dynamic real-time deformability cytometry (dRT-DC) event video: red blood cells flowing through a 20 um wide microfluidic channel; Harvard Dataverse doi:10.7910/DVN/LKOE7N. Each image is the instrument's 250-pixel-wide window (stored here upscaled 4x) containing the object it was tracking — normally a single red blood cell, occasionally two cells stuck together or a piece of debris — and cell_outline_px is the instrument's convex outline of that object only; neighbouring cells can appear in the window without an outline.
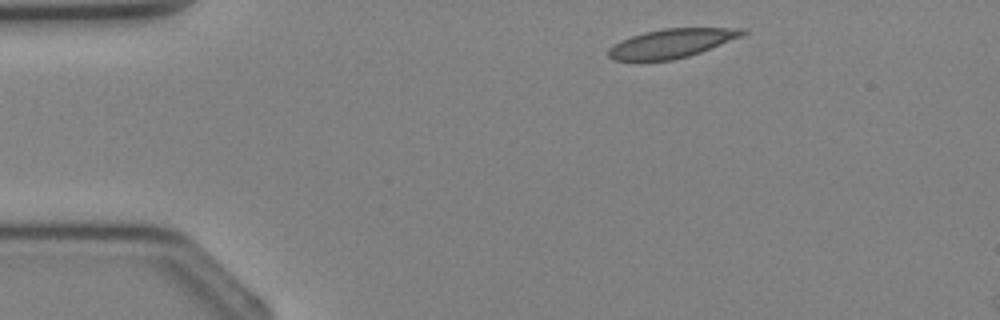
{"species": "Egyptian fruit bat (a non-hibernating species)", "species_latin": "Rousettus aegyptiacus", "temperature_condition": "cold", "stored_images_in_passage": 3, "camera_frame_rate_fps": 3000, "um_per_image_px": 0.085, "animal": {"sex": "female"}, "frame": {"image": 1, "passage_image": 1, "time_ms": 0.0, "image_size_px": [1000, 320], "cell_outline_px": [[748, 32], [740, 36], [700, 52], [688, 56], [672, 60], [612, 60], [608, 56], [608, 48], [612, 44], [620, 40], [644, 32], [664, 28], [748, 28]], "centroid_in_image_um": [57.04, 3.67], "position_along_channel_um": 28.0, "area_um2": 22.43}}